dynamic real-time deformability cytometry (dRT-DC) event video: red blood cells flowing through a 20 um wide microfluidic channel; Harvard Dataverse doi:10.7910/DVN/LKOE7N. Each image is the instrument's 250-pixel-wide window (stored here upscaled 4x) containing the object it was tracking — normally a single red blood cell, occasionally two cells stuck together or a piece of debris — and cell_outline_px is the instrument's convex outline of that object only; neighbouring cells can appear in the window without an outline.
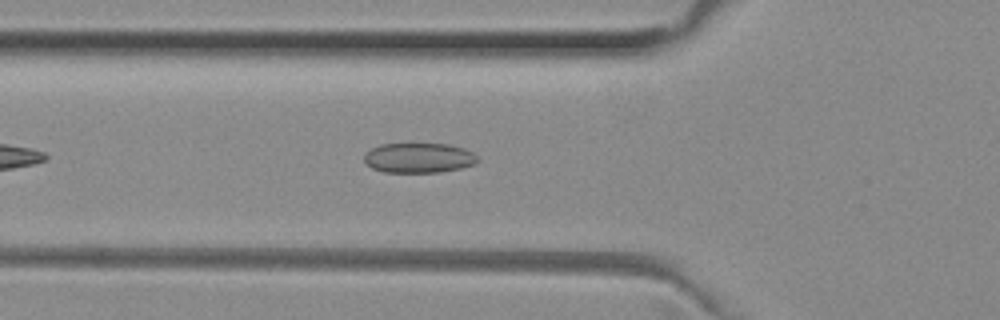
{"species": "common noctule bat (a hibernating species)", "species_latin": "Nyctalus noctula", "temperature_condition": "room temperature", "stored_images_in_passage": 34, "camera_frame_rate_fps": 3000, "um_per_image_px": 0.085, "animal": {"sex": "female", "body_mass_g": 29.2, "forearm_length_mm": 56.3}, "frame": {"image": 1, "passage_image": 6, "time_ms": 1.667, "image_size_px": [1000, 320], "cell_outline_px": [[480, 160], [472, 164], [460, 168], [440, 172], [384, 172], [372, 168], [364, 164], [364, 152], [380, 144], [448, 144], [464, 148], [472, 152]], "centroid_in_image_um": [35.55, 13.42], "position_along_channel_um": 90.3, "area_um2": 19.83}}
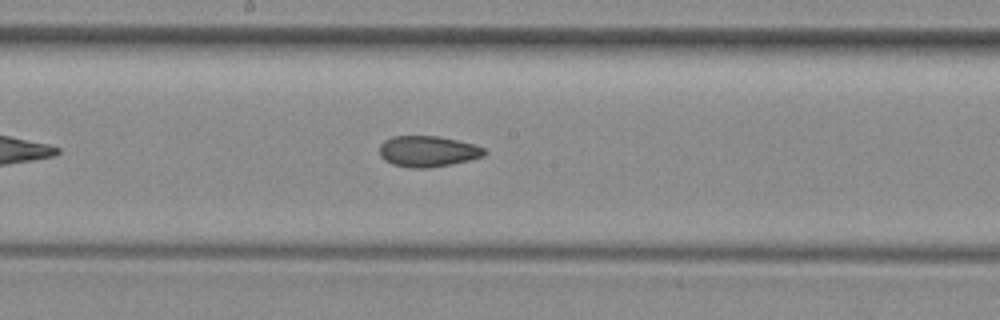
{"frame": {"image": 2, "passage_image": 15, "time_ms": 4.667, "image_size_px": [1000, 320], "cell_outline_px": [[488, 152], [484, 156], [468, 160], [428, 168], [412, 168], [392, 164], [384, 160], [380, 156], [380, 144], [384, 140], [392, 136], [440, 136], [476, 144], [484, 148]], "centroid_in_image_um": [36.37, 12.85], "position_along_channel_um": 211.8, "area_um2": 19.02}}
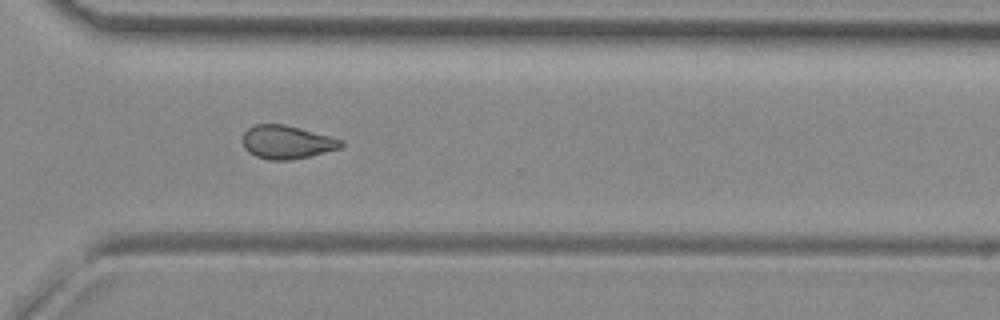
{"frame": {"image": 3, "passage_image": 25, "time_ms": 8.0, "image_size_px": [1000, 320], "cell_outline_px": [[344, 144], [340, 148], [292, 160], [268, 160], [256, 156], [248, 152], [244, 148], [244, 132], [248, 128], [256, 124], [284, 124], [332, 136], [344, 140]], "centroid_in_image_um": [24.4, 12.08], "position_along_channel_um": 346.2, "area_um2": 19.13}}